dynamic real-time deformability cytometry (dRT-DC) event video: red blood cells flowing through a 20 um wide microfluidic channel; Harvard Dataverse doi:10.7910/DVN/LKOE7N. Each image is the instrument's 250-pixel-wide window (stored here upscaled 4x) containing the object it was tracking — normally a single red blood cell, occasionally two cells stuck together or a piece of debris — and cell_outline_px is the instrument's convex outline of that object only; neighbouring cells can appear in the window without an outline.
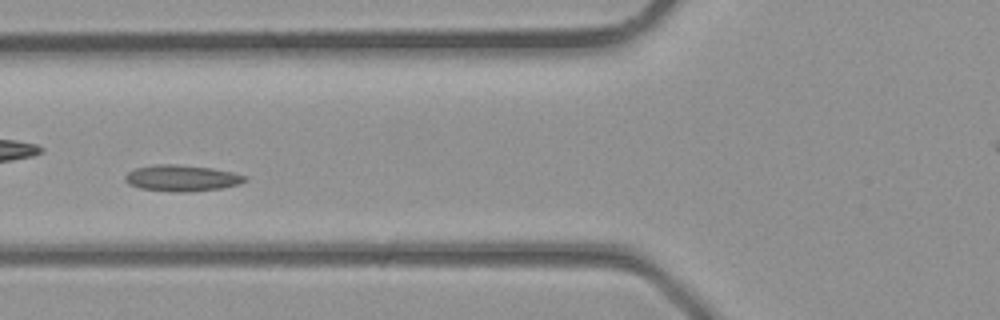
{"species": "common noctule bat (a hibernating species)", "species_latin": "Nyctalus noctula", "temperature_condition": "room temperature", "stored_images_in_passage": 35, "camera_frame_rate_fps": 3000, "um_per_image_px": 0.085, "animal": {"sex": "male", "body_mass_g": 23.1, "forearm_length_mm": 52.7}, "frame": {"image": 1, "passage_image": 11, "time_ms": 3.333, "image_size_px": [1000, 320], "cell_outline_px": [[248, 180], [240, 184], [220, 188], [188, 192], [176, 192], [140, 188], [128, 184], [124, 180], [124, 176], [128, 172], [136, 168], [152, 164], [176, 164], [212, 168], [232, 172], [248, 176]], "centroid_in_image_um": [15.45, 15.13], "position_along_channel_um": 110.3, "area_um2": 18.44}}
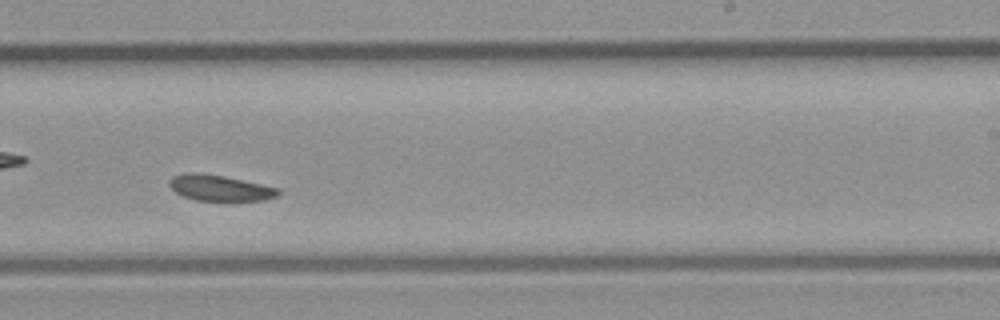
{"frame": {"image": 2, "passage_image": 20, "time_ms": 6.333, "image_size_px": [1000, 320], "cell_outline_px": [[280, 192], [276, 196], [264, 200], [196, 200], [184, 196], [176, 192], [168, 184], [168, 180], [172, 176], [184, 172], [200, 172], [224, 176], [280, 188]], "centroid_in_image_um": [18.65, 15.95], "position_along_channel_um": 270.4, "area_um2": 16.36}}
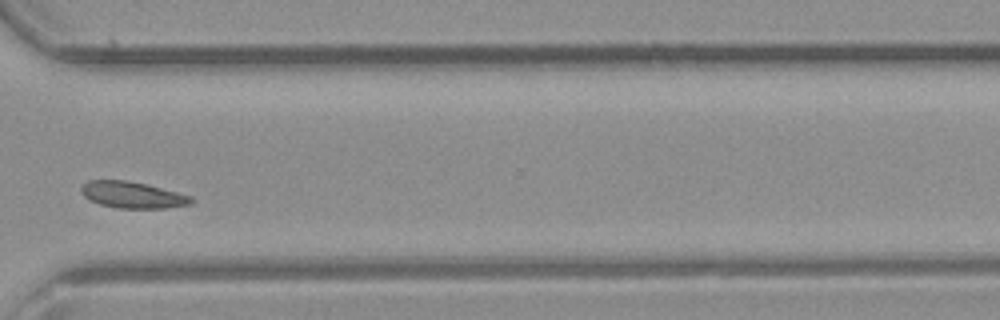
{"frame": {"image": 3, "passage_image": 25, "time_ms": 8.0, "image_size_px": [1000, 320], "cell_outline_px": [[196, 200], [192, 204], [164, 208], [116, 208], [100, 204], [88, 200], [84, 196], [80, 188], [88, 180], [124, 180], [148, 184], [192, 196]], "centroid_in_image_um": [11.29, 16.57], "position_along_channel_um": 359.3, "area_um2": 17.11}}